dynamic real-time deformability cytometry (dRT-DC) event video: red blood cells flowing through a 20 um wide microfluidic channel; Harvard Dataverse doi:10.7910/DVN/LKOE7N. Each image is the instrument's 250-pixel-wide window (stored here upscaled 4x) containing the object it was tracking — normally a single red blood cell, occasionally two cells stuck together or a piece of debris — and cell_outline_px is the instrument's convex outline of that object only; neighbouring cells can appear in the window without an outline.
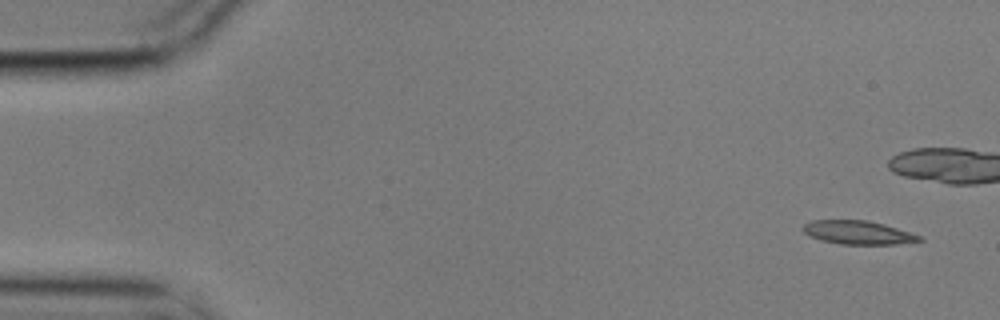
{"species": "common noctule bat (a hibernating species)", "species_latin": "Nyctalus noctula", "temperature_condition": "cold", "stored_images_in_passage": 12, "camera_frame_rate_fps": 3000, "um_per_image_px": 0.085, "animal": {"sex": "male", "body_mass_g": 17.9}, "frame": {"image": 1, "passage_image": 1, "time_ms": 0.0, "image_size_px": [1000, 320], "cell_outline_px": [[924, 240], [896, 244], [840, 244], [820, 240], [808, 236], [800, 228], [804, 224], [812, 220], [868, 220], [884, 224], [920, 236]], "centroid_in_image_um": [72.86, 19.76], "position_along_channel_um": 12.1, "area_um2": 15.95}}
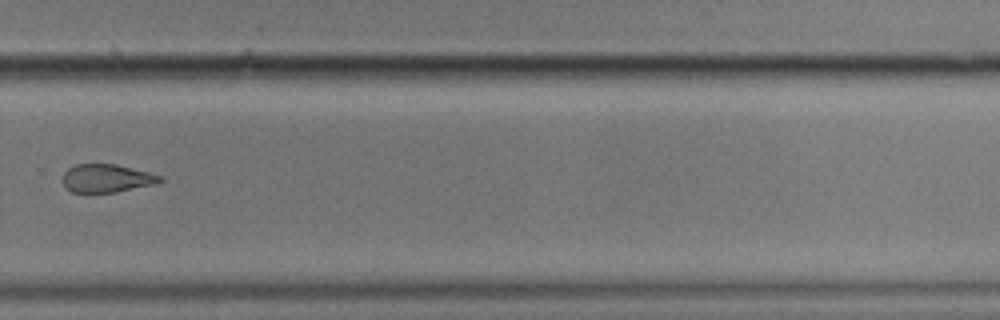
{"frame": {"image": 2, "passage_image": 12, "time_ms": 3.667, "image_size_px": [1000, 320], "cell_outline_px": [[164, 180], [156, 184], [116, 192], [88, 196], [84, 196], [72, 192], [64, 188], [64, 172], [68, 168], [76, 164], [116, 164], [164, 176]], "centroid_in_image_um": [9.04, 15.21], "position_along_channel_um": 320.8, "area_um2": 16.7}}